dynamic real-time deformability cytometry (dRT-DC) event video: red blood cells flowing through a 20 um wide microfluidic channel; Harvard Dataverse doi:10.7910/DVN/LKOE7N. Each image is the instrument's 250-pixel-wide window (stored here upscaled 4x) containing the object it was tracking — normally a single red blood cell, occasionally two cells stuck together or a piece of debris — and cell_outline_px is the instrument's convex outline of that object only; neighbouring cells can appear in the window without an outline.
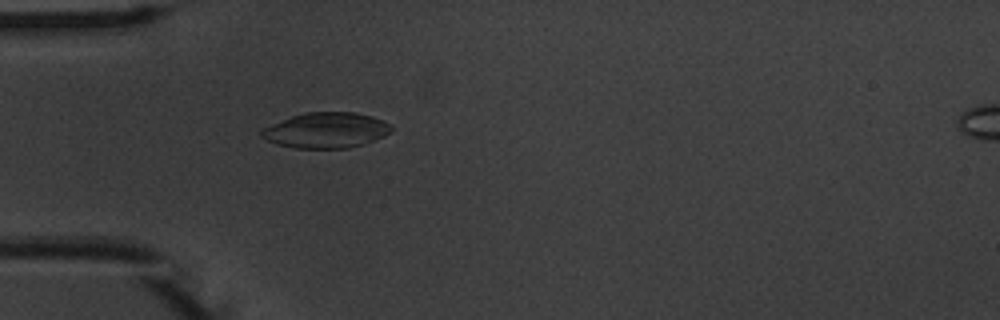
{"species": "common noctule bat (a hibernating species)", "species_latin": "Nyctalus noctula", "temperature_condition": "warm", "stored_images_in_passage": 54, "camera_frame_rate_fps": 3000, "um_per_image_px": 0.085, "animal": {"sex": "male", "body_mass_g": 20.1, "forearm_length_mm": 53.5}, "frame": {"image": 1, "passage_image": 17, "time_ms": 5.333, "image_size_px": [1000, 320], "cell_outline_px": [[392, 132], [384, 136], [364, 144], [348, 148], [296, 148], [276, 144], [260, 136], [260, 128], [292, 116], [304, 112], [356, 112], [372, 116], [384, 120], [392, 128]], "centroid_in_image_um": [27.71, 11.07], "position_along_channel_um": 57.3, "area_um2": 26.99}}
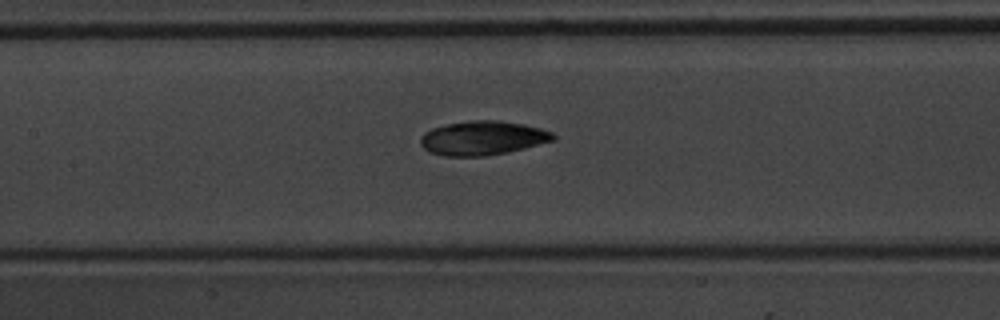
{"frame": {"image": 2, "passage_image": 26, "time_ms": 8.333, "image_size_px": [1000, 320], "cell_outline_px": [[556, 140], [508, 152], [484, 156], [444, 156], [428, 152], [420, 144], [420, 136], [424, 132], [432, 128], [448, 124], [468, 120], [496, 120], [524, 124], [540, 128], [552, 132], [556, 136]], "centroid_in_image_um": [41.02, 11.73], "position_along_channel_um": 166.4, "area_um2": 26.53}}
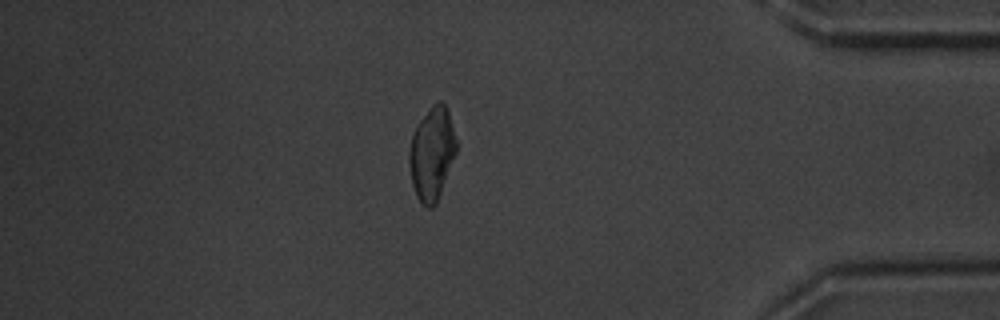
{"frame": {"image": 3, "passage_image": 47, "time_ms": 15.333, "image_size_px": [1000, 320], "cell_outline_px": [[456, 152], [436, 204], [432, 208], [428, 208], [416, 196], [412, 184], [408, 160], [408, 152], [412, 132], [416, 124], [432, 104], [440, 100], [444, 104], [448, 112], [456, 140]], "centroid_in_image_um": [36.68, 13.04], "position_along_channel_um": 398.5, "area_um2": 25.43}, "authors_computed_cell_mechanics": {"area_um2": 26.1834, "velocity_mm_per_s": 3.7883, "shape_relaxation_time_tau1_ms": 4.1479, "shape_relaxation_time_tau2_ms": 4.6628, "deformation_change_tau1": 0.118, "deformation_change_tau2": 0.0947}}